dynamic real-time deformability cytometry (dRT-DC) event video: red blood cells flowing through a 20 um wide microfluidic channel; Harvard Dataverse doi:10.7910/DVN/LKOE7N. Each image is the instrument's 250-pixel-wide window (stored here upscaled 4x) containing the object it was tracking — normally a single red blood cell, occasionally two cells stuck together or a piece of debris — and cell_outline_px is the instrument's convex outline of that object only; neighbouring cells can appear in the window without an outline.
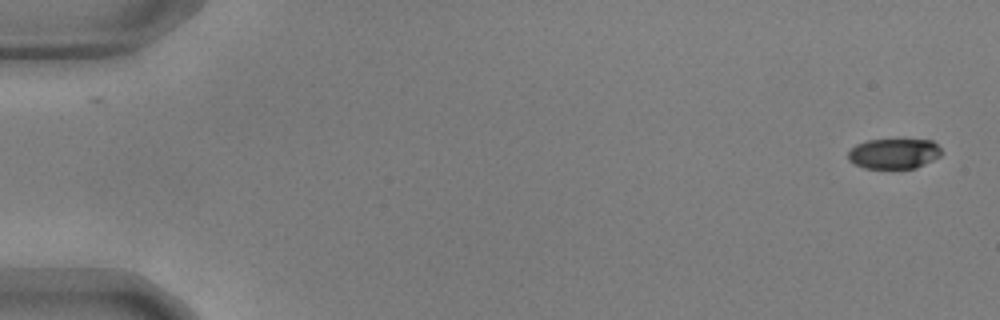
{"species": "common noctule bat (a hibernating species)", "species_latin": "Nyctalus noctula", "temperature_condition": "warm", "stored_images_in_passage": 50, "camera_frame_rate_fps": 3000, "um_per_image_px": 0.085, "animal": {"sex": "male", "body_mass_g": 17.9, "forearm_length_mm": 54.2}, "frame": {"image": 1, "passage_image": 1, "time_ms": 0.0, "image_size_px": [1000, 320], "cell_outline_px": [[944, 152], [940, 156], [916, 168], [864, 168], [848, 160], [848, 152], [856, 144], [868, 140], [932, 140]], "centroid_in_image_um": [75.99, 13.06], "position_along_channel_um": 9.0, "area_um2": 16.36}}
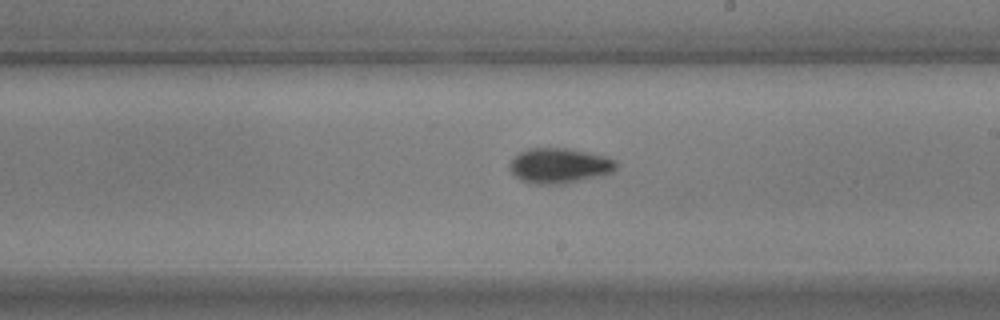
{"frame": {"image": 2, "passage_image": 32, "time_ms": 10.333, "image_size_px": [1000, 320], "cell_outline_px": [[616, 168], [612, 172], [604, 176], [560, 184], [536, 184], [520, 180], [508, 168], [508, 164], [520, 152], [528, 148], [568, 148], [588, 152], [604, 156], [616, 160]], "centroid_in_image_um": [47.55, 14.08], "position_along_channel_um": 241.4, "area_um2": 21.91}}
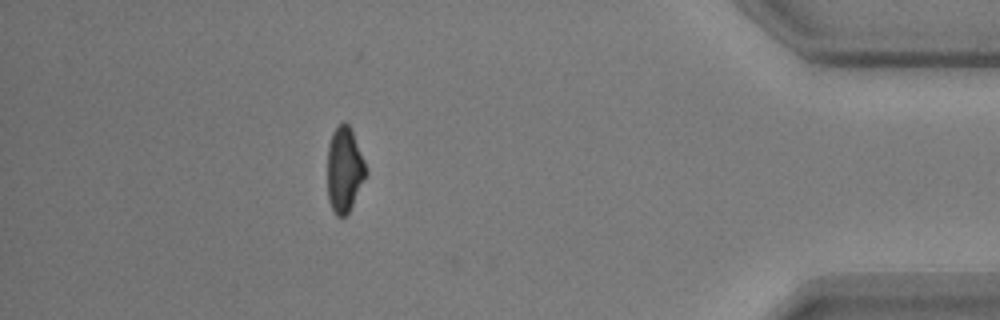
{"frame": {"image": 3, "passage_image": 49, "time_ms": 16.0, "image_size_px": [1000, 320], "cell_outline_px": [[368, 172], [348, 212], [344, 216], [336, 216], [328, 200], [328, 144], [332, 132], [344, 120], [348, 124], [352, 132], [364, 160]], "centroid_in_image_um": [29.26, 14.4], "position_along_channel_um": 405.9, "area_um2": 18.84}, "authors_computed_cell_mechanics": {"area_um2": 19.8543, "velocity_mm_per_s": 3.6651, "shape_relaxation_time_tau1_ms": 3.8439, "shape_relaxation_time_tau2_ms": 6.1943, "deformation_change_tau1": 0.1534, "deformation_change_tau2": 0.1161}}